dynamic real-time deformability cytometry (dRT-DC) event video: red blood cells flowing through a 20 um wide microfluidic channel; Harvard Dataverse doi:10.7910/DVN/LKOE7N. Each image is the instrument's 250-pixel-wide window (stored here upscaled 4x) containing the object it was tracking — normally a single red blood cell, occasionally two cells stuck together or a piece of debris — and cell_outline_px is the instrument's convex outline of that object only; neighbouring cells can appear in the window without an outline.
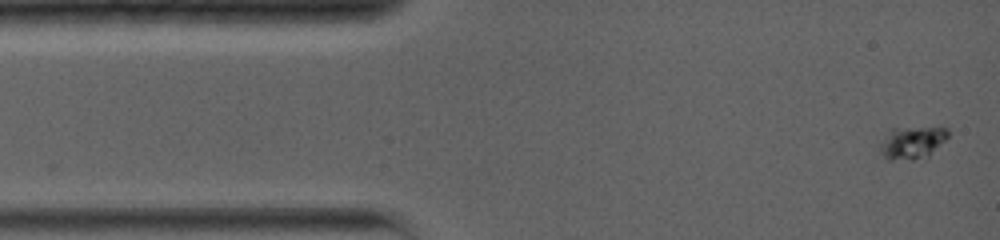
{"species": "common noctule bat (a hibernating species)", "species_latin": "Nyctalus noctula", "temperature_condition": "warm", "stored_images_in_passage": 45, "segment_of_instrument_passage": [1, 2], "camera_frame_rate_fps": 5000, "um_per_image_px": 0.085, "animal": {"sex": "female", "body_mass_g": 19.0, "forearm_length_mm": 56.7}, "frame": {"image": 1, "passage_image": 1, "time_ms": 0.0, "image_size_px": [1000, 240], "cell_outline_px": [[948, 136], [928, 156], [912, 160], [888, 160], [880, 152], [876, 144], [888, 128], [948, 128]], "centroid_in_image_um": [77.4, 12.12], "position_along_channel_um": 7.6, "area_um2": 13.12}}
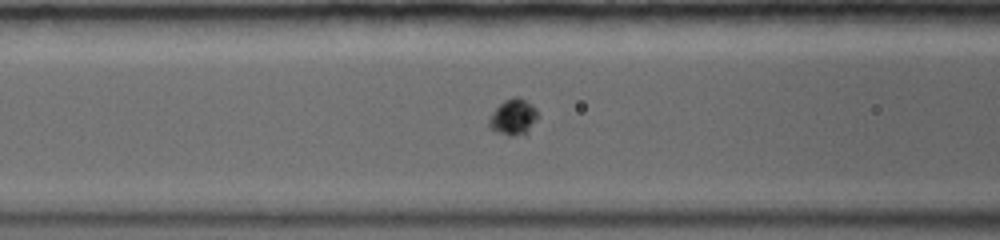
{"frame": {"image": 2, "passage_image": 14, "time_ms": 4.6, "image_size_px": [1000, 240], "cell_outline_px": [[540, 116], [528, 132], [524, 136], [508, 136], [496, 132], [488, 128], [488, 116], [504, 100], [512, 96], [516, 96], [532, 104], [536, 108]], "centroid_in_image_um": [43.63, 9.97], "position_along_channel_um": 123.0, "area_um2": 10.69}}
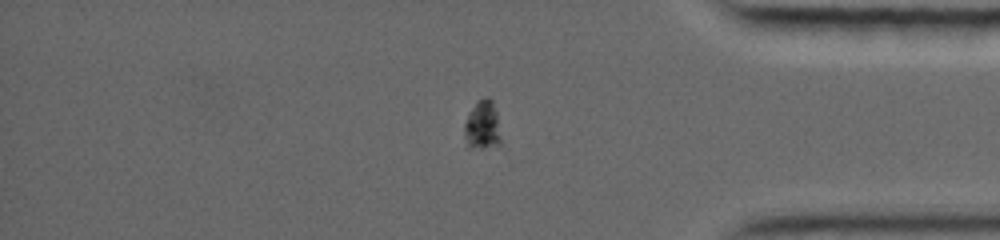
{"frame": {"image": 3, "passage_image": 32, "time_ms": 12.2, "image_size_px": [1000, 240], "cell_outline_px": [[500, 144], [484, 148], [468, 148], [464, 136], [464, 124], [468, 112], [476, 100], [484, 96], [488, 96], [492, 100], [496, 112], [500, 136]], "centroid_in_image_um": [40.97, 10.62], "position_along_channel_um": 394.2, "area_um2": 10.64}}